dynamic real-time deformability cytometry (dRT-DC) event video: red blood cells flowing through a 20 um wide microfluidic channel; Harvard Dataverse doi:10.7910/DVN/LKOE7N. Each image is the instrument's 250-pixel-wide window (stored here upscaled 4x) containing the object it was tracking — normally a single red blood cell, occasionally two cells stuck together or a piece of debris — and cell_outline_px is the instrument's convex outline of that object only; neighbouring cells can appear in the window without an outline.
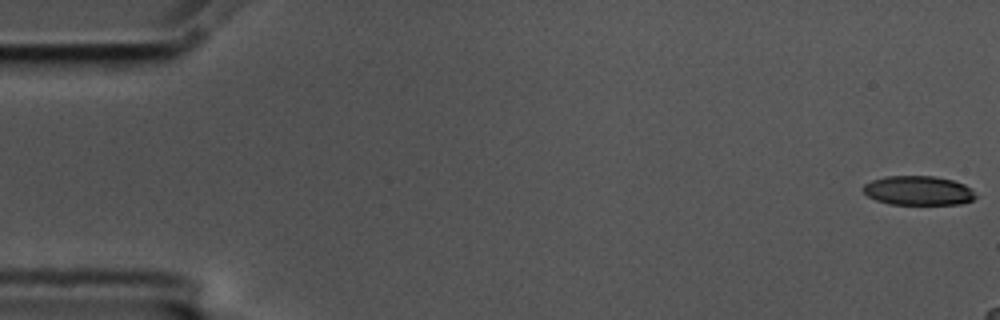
{"species": "common noctule bat (a hibernating species)", "species_latin": "Nyctalus noctula", "temperature_condition": "cold", "stored_images_in_passage": 9, "camera_frame_rate_fps": 3000, "um_per_image_px": 0.085, "animal": {"sex": "male", "body_mass_g": 17.5, "forearm_length_mm": 52.3}, "frame": {"image": 1, "passage_image": 1, "time_ms": 0.0, "image_size_px": [1000, 320], "cell_outline_px": [[976, 196], [972, 200], [960, 204], [888, 204], [876, 200], [868, 196], [860, 188], [864, 184], [872, 180], [884, 176], [936, 176], [952, 180], [964, 184], [972, 188]], "centroid_in_image_um": [78.03, 16.19], "position_along_channel_um": 7.0, "area_um2": 19.31}}